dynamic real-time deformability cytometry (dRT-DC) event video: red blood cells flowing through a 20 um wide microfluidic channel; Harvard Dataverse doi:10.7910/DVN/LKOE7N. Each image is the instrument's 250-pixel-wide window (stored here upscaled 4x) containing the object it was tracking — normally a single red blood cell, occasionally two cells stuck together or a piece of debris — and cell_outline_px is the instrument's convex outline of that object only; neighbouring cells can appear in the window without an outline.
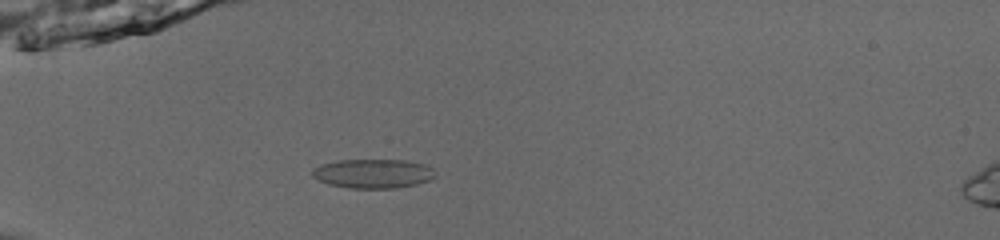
{"species": "common noctule bat (a hibernating species)", "species_latin": "Nyctalus noctula", "temperature_condition": "room temperature", "stored_images_in_passage": 53, "camera_frame_rate_fps": 3000, "um_per_image_px": 0.085, "animal": {"sex": "male", "body_mass_g": 13.0, "forearm_length_mm": 53.1}, "frame": {"image": 1, "passage_image": 18, "time_ms": 5.667, "image_size_px": [1000, 240], "cell_outline_px": [[436, 176], [432, 180], [416, 184], [396, 188], [348, 188], [328, 184], [312, 176], [312, 168], [320, 164], [340, 160], [404, 160], [424, 164], [432, 168], [436, 172]], "centroid_in_image_um": [31.73, 14.75], "position_along_channel_um": 53.3, "area_um2": 21.04}}
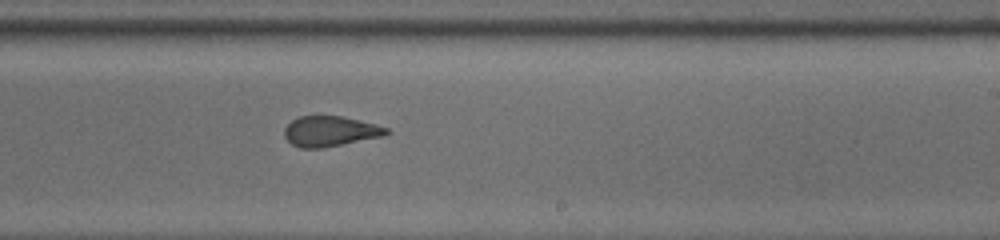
{"frame": {"image": 2, "passage_image": 35, "time_ms": 11.333, "image_size_px": [1000, 240], "cell_outline_px": [[392, 132], [384, 136], [324, 148], [300, 148], [292, 144], [284, 136], [284, 128], [292, 120], [300, 116], [340, 116], [376, 124], [388, 128]], "centroid_in_image_um": [28.08, 11.17], "position_along_channel_um": 260.9, "area_um2": 18.09}}
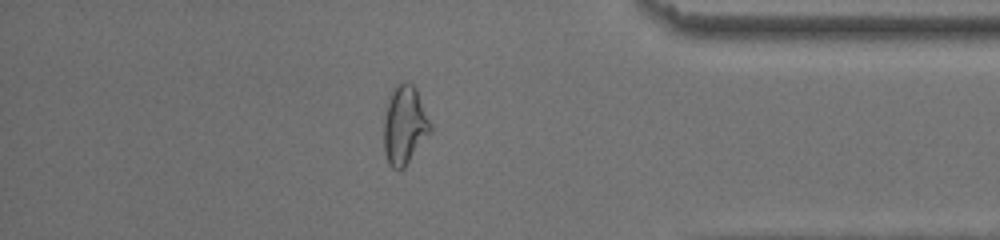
{"frame": {"image": 3, "passage_image": 47, "time_ms": 15.333, "image_size_px": [1000, 240], "cell_outline_px": [[432, 132], [404, 168], [400, 172], [392, 168], [388, 164], [384, 152], [384, 116], [388, 100], [396, 84], [404, 80], [412, 84], [416, 88], [432, 124]], "centroid_in_image_um": [34.4, 10.66], "position_along_channel_um": 400.8, "area_um2": 21.79}, "authors_computed_cell_mechanics": {"area_um2": 20.4034, "velocity_mm_per_s": 3.9376, "shape_relaxation_time_tau1_ms": null, "shape_relaxation_time_tau2_ms": 1.3472, "deformation_change_tau1": null, "deformation_change_tau2": 0.0694}}